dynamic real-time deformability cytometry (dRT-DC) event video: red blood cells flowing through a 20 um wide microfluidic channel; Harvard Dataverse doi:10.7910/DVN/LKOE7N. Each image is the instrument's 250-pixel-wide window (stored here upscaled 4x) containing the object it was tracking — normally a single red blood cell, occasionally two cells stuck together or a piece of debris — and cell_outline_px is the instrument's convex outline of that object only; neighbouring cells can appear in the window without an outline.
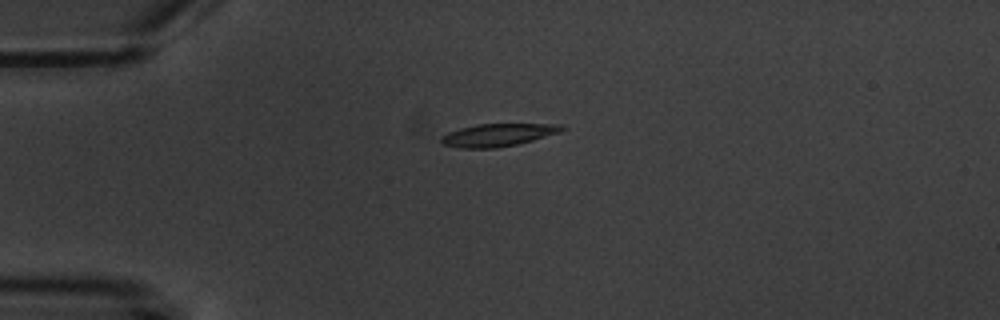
{"species": "common noctule bat (a hibernating species)", "species_latin": "Nyctalus noctula", "temperature_condition": "warm", "stored_images_in_passage": 5, "camera_frame_rate_fps": 3000, "um_per_image_px": 0.085, "animal": {"sex": "male", "body_mass_g": 20.1, "forearm_length_mm": 53.5}, "frame": {"image": 1, "passage_image": 3, "time_ms": 3.0, "image_size_px": [1000, 320], "cell_outline_px": [[568, 128], [560, 132], [532, 140], [516, 144], [496, 148], [460, 148], [444, 144], [440, 140], [440, 136], [448, 132], [460, 128], [476, 124], [560, 124]], "centroid_in_image_um": [42.32, 11.46], "position_along_channel_um": 42.7, "area_um2": 15.9}}